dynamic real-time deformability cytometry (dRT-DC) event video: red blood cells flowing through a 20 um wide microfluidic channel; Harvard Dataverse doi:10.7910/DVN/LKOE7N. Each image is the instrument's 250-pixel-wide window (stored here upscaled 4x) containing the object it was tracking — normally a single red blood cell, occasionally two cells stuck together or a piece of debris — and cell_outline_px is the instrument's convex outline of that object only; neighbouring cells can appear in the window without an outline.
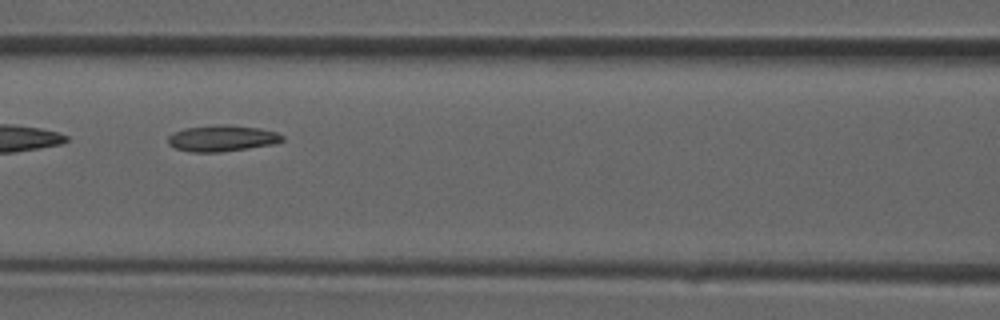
{"species": "common noctule bat (a hibernating species)", "species_latin": "Nyctalus noctula", "temperature_condition": "room temperature", "stored_images_in_passage": 26, "camera_frame_rate_fps": 3000, "um_per_image_px": 0.085, "animal": {"sex": "male", "forearm_length_mm": 52.5}, "frame": {"image": 1, "passage_image": 8, "time_ms": 2.333, "image_size_px": [1000, 320], "cell_outline_px": [[284, 140], [272, 144], [248, 148], [220, 152], [192, 152], [176, 148], [168, 144], [168, 136], [184, 128], [224, 124], [228, 124], [260, 128], [276, 132], [284, 136]], "centroid_in_image_um": [18.89, 11.75], "position_along_channel_um": 147.7, "area_um2": 17.34}}